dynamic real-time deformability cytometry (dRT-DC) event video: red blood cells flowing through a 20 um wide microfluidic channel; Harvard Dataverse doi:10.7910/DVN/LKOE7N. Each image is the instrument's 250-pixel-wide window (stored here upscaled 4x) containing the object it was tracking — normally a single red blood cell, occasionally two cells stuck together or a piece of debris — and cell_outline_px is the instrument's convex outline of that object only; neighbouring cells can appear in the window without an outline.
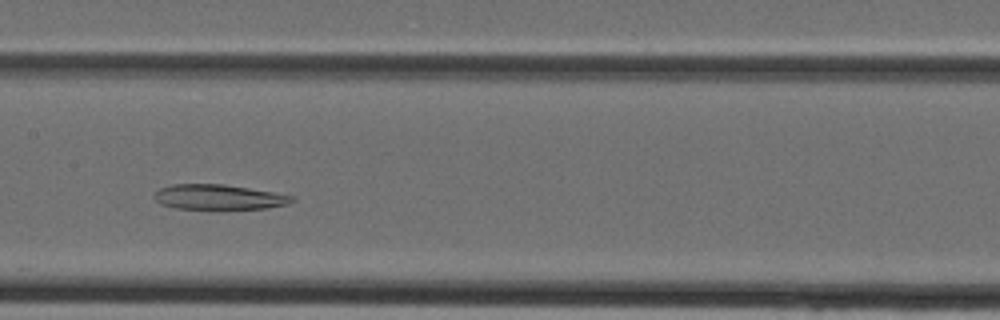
{"species": "Egyptian fruit bat (a non-hibernating species)", "species_latin": "Rousettus aegyptiacus", "temperature_condition": "cold", "stored_images_in_passage": 30, "camera_frame_rate_fps": 3000, "um_per_image_px": 0.085, "animal": {"sex": "female"}, "frame": {"image": 1, "passage_image": 15, "time_ms": 4.667, "image_size_px": [1000, 320], "cell_outline_px": [[296, 200], [288, 204], [268, 208], [220, 212], [176, 208], [160, 204], [152, 196], [160, 188], [172, 184], [224, 184], [296, 196]], "centroid_in_image_um": [18.61, 16.8], "position_along_channel_um": 188.8, "area_um2": 21.21}}
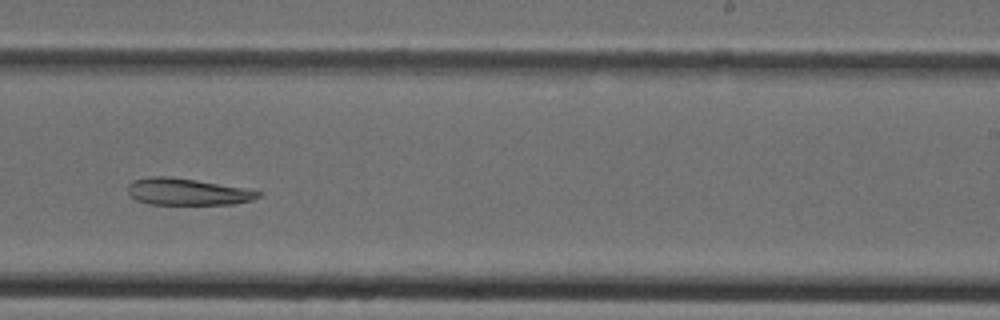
{"frame": {"image": 2, "passage_image": 20, "time_ms": 6.333, "image_size_px": [1000, 320], "cell_outline_px": [[260, 196], [252, 200], [232, 204], [148, 204], [136, 200], [128, 192], [128, 184], [132, 180], [148, 176], [168, 176], [196, 180], [240, 188], [260, 192]], "centroid_in_image_um": [15.83, 16.3], "position_along_channel_um": 273.2, "area_um2": 20.06}}
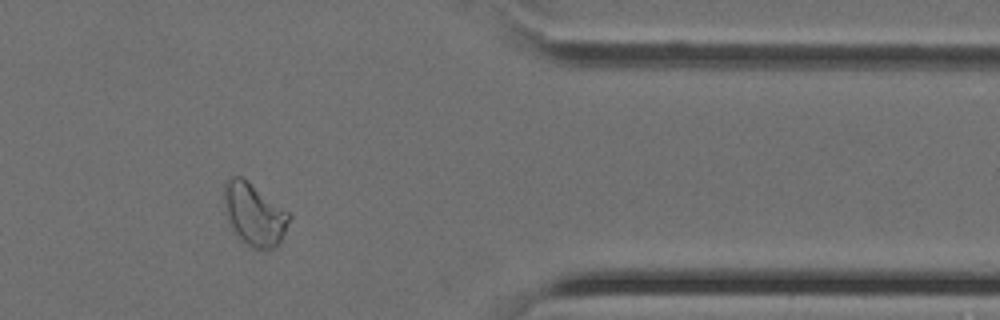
{"frame": {"image": 3, "passage_image": 28, "time_ms": 9.0, "image_size_px": [1000, 320], "cell_outline_px": [[292, 216], [280, 244], [272, 248], [252, 248], [240, 240], [232, 232], [228, 224], [224, 212], [224, 184], [228, 176], [240, 176], [248, 180], [288, 212]], "centroid_in_image_um": [21.57, 18.22], "position_along_channel_um": 389.8, "area_um2": 24.1}}